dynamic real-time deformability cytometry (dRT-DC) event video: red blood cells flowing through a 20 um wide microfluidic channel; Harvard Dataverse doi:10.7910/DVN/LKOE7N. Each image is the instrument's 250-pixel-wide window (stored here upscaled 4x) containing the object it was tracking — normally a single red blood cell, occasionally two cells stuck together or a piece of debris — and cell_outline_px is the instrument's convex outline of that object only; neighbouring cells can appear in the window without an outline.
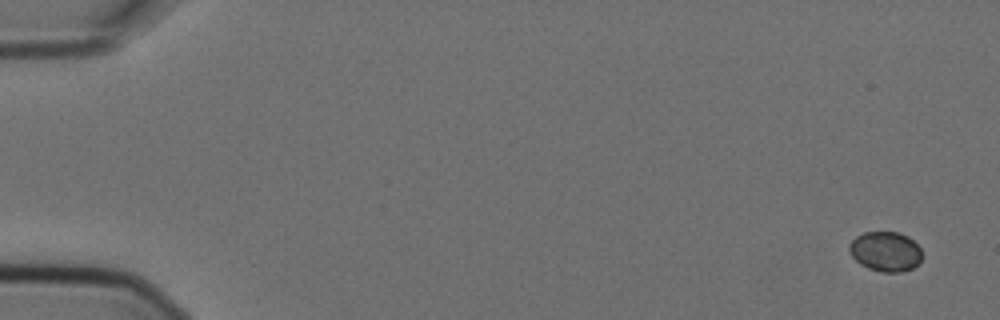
{"species": "Egyptian fruit bat (a non-hibernating species)", "species_latin": "Rousettus aegyptiacus", "temperature_condition": "cold", "stored_images_in_passage": 6, "camera_frame_rate_fps": 3000, "um_per_image_px": 0.085, "animal": {"sex": "female"}, "frame": {"image": 1, "passage_image": 1, "time_ms": 0.0, "image_size_px": [1000, 320], "cell_outline_px": [[920, 264], [912, 268], [900, 272], [880, 272], [868, 268], [860, 264], [848, 252], [848, 244], [856, 236], [864, 232], [900, 232], [908, 236], [920, 248]], "centroid_in_image_um": [75.24, 21.37], "position_along_channel_um": 9.8, "area_um2": 16.99}}
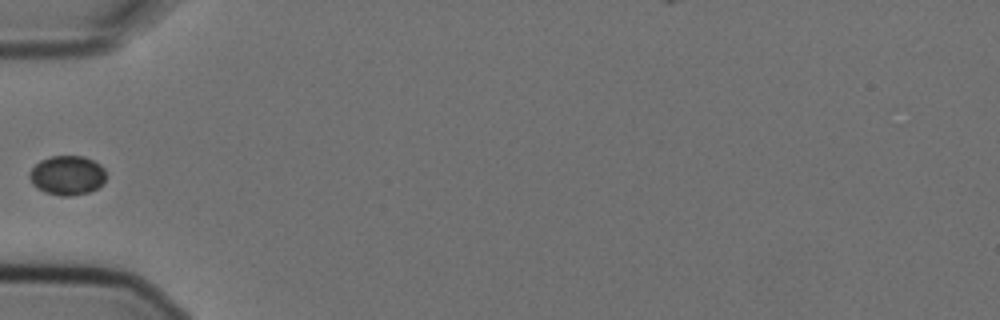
{"frame": {"image": 2, "passage_image": 5, "time_ms": 1.333, "image_size_px": [1000, 320], "cell_outline_px": [[104, 180], [96, 188], [88, 192], [68, 196], [60, 196], [44, 192], [36, 188], [32, 184], [28, 176], [28, 172], [40, 160], [52, 156], [84, 156], [100, 164], [104, 168]], "centroid_in_image_um": [5.66, 14.9], "position_along_channel_um": 79.3, "area_um2": 17.51}}
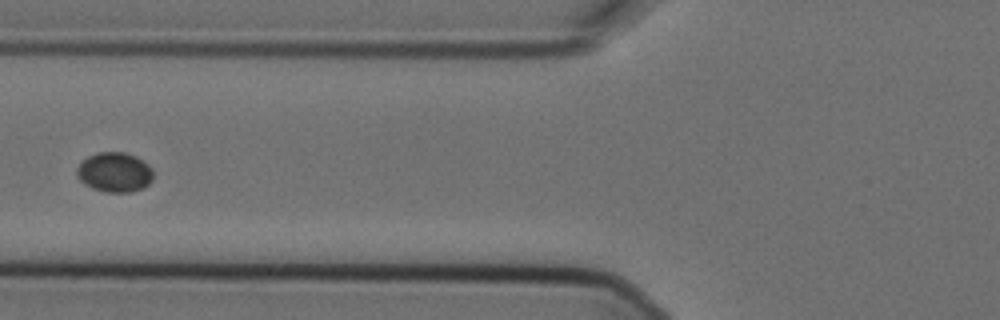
{"frame": {"image": 3, "passage_image": 6, "time_ms": 1.667, "image_size_px": [1000, 320], "cell_outline_px": [[152, 180], [144, 188], [128, 192], [104, 192], [92, 188], [84, 184], [76, 176], [76, 168], [80, 160], [96, 152], [124, 152], [136, 156], [144, 160], [152, 168]], "centroid_in_image_um": [9.71, 14.63], "position_along_channel_um": 116.1, "area_um2": 18.03}}